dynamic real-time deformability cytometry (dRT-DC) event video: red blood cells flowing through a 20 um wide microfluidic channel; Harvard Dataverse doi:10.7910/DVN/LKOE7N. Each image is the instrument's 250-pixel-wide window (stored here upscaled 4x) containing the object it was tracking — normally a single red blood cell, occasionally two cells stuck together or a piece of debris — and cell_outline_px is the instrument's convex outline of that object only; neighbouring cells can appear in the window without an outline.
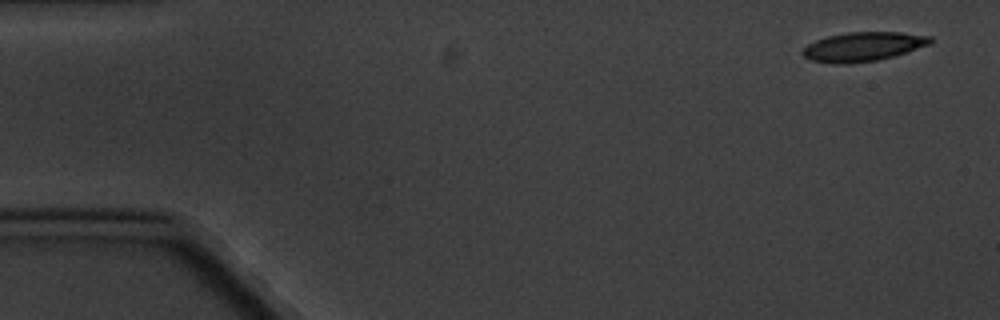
{"species": "common noctule bat (a hibernating species)", "species_latin": "Nyctalus noctula", "temperature_condition": "cold", "stored_images_in_passage": 5, "camera_frame_rate_fps": 3000, "um_per_image_px": 0.085, "animal": {"sex": "male", "body_mass_g": 20.1, "forearm_length_mm": 53.5}, "frame": {"image": 1, "passage_image": 1, "time_ms": 0.0, "image_size_px": [1000, 320], "cell_outline_px": [[932, 44], [892, 56], [876, 60], [848, 64], [832, 64], [812, 60], [804, 56], [800, 52], [808, 44], [816, 40], [828, 36], [848, 32], [900, 32], [932, 36]], "centroid_in_image_um": [73.36, 3.96], "position_along_channel_um": 11.6, "area_um2": 21.68}}
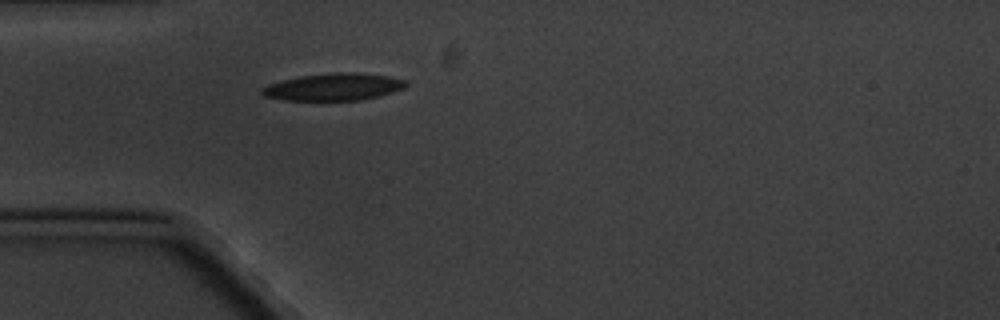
{"frame": {"image": 2, "passage_image": 5, "time_ms": 4.667, "image_size_px": [1000, 320], "cell_outline_px": [[408, 84], [404, 88], [380, 96], [360, 100], [284, 100], [264, 96], [260, 92], [260, 88], [268, 84], [280, 80], [300, 76], [336, 72], [356, 72], [388, 76], [408, 80]], "centroid_in_image_um": [28.35, 7.38], "position_along_channel_um": 56.6, "area_um2": 23.0}}